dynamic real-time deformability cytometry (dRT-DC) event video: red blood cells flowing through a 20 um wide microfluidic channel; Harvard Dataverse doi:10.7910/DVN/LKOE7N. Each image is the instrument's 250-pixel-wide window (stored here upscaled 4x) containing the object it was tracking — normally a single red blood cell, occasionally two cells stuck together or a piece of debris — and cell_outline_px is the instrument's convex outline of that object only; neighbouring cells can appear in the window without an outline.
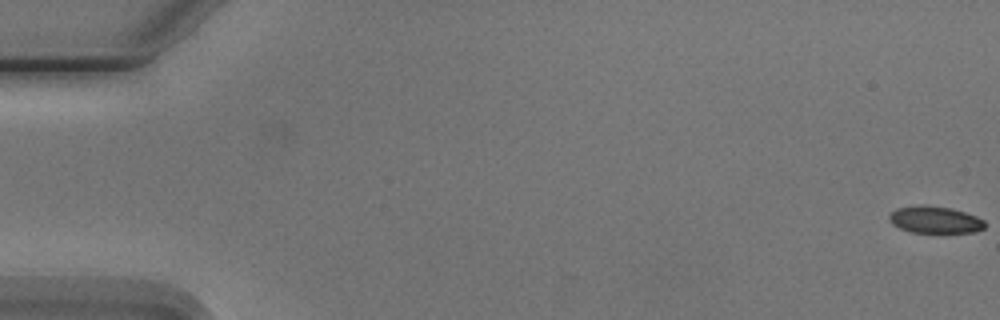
{"species": "Egyptian fruit bat (a non-hibernating species)", "species_latin": "Rousettus aegyptiacus", "temperature_condition": "cold", "stored_images_in_passage": 4, "camera_frame_rate_fps": 3000, "um_per_image_px": 0.085, "animal": {"sex": "male"}, "frame": {"image": 1, "passage_image": 1, "time_ms": 0.0, "image_size_px": [1000, 320], "cell_outline_px": [[984, 228], [976, 232], [912, 232], [900, 228], [892, 224], [888, 220], [888, 216], [896, 208], [952, 208], [976, 216], [984, 220]], "centroid_in_image_um": [79.5, 18.73], "position_along_channel_um": 5.5, "area_um2": 14.22}}
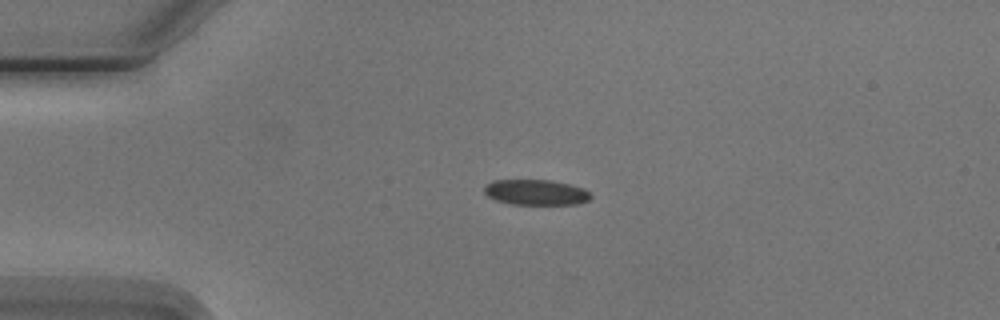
{"frame": {"image": 2, "passage_image": 4, "time_ms": 4.333, "image_size_px": [1000, 320], "cell_outline_px": [[592, 196], [588, 200], [576, 204], [512, 204], [496, 200], [488, 196], [484, 192], [484, 188], [492, 180], [552, 180], [572, 184], [584, 188]], "centroid_in_image_um": [45.57, 16.34], "position_along_channel_um": 39.4, "area_um2": 15.78}}